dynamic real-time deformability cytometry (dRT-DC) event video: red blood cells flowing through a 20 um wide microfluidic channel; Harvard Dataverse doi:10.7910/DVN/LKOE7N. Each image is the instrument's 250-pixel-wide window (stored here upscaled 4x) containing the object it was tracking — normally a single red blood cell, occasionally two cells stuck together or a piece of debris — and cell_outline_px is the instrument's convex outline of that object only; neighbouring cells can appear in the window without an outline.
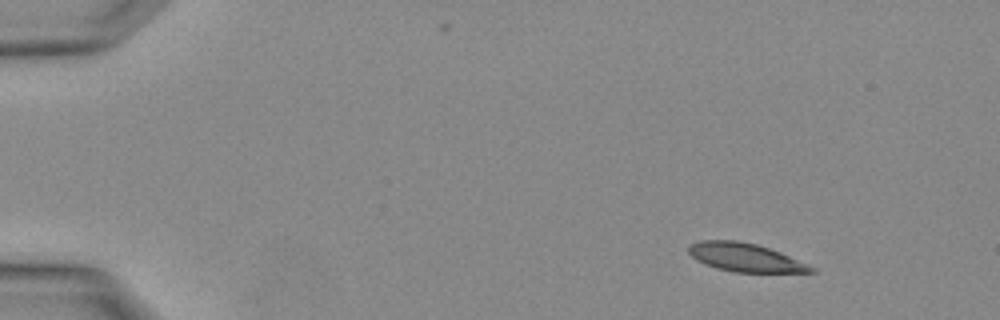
{"species": "Egyptian fruit bat (a non-hibernating species)", "species_latin": "Rousettus aegyptiacus", "temperature_condition": "warm", "stored_images_in_passage": 3, "camera_frame_rate_fps": 3000, "um_per_image_px": 0.085, "animal": {"sex": "female"}, "frame": {"image": 1, "passage_image": 1, "time_ms": 0.0, "image_size_px": [1000, 320], "cell_outline_px": [[816, 272], [736, 272], [716, 268], [704, 264], [696, 260], [688, 252], [688, 244], [700, 240], [736, 240], [756, 244], [780, 252], [816, 268]], "centroid_in_image_um": [63.29, 21.87], "position_along_channel_um": 21.7, "area_um2": 20.23}}
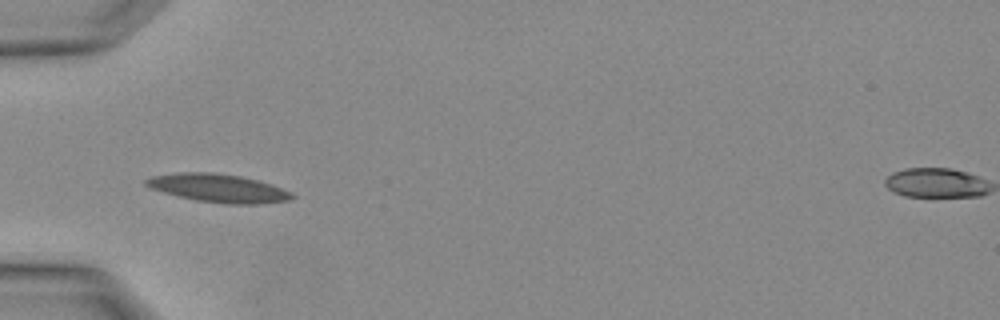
{"frame": {"image": 2, "passage_image": 3, "time_ms": 0.667, "image_size_px": [1000, 320], "cell_outline_px": [[296, 196], [288, 200], [260, 204], [224, 204], [196, 200], [164, 192], [152, 188], [144, 184], [144, 180], [152, 176], [176, 172], [212, 172], [240, 176], [272, 184], [292, 192]], "centroid_in_image_um": [18.57, 15.99], "position_along_channel_um": 66.4, "area_um2": 23.99}}